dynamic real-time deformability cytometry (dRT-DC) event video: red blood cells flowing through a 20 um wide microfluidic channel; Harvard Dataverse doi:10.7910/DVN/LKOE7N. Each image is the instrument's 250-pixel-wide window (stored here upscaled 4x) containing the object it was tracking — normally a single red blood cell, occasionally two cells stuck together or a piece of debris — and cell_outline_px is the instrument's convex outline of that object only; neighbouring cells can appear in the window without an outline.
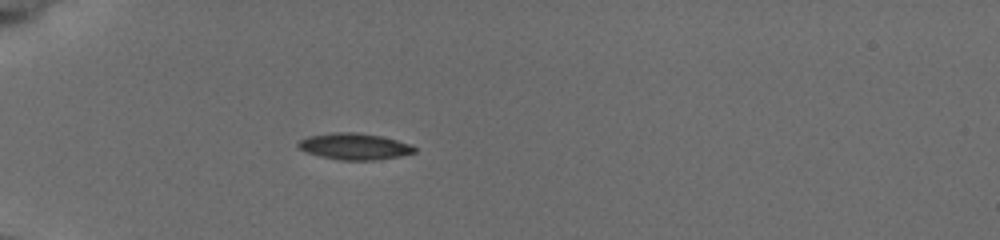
{"species": "common noctule bat (a hibernating species)", "species_latin": "Nyctalus noctula", "temperature_condition": "cold", "stored_images_in_passage": 39, "camera_frame_rate_fps": 3000, "um_per_image_px": 0.085, "animal": {"sex": "female", "body_mass_g": 19.5, "forearm_length_mm": 54.1}, "frame": {"image": 1, "passage_image": 1, "time_ms": 0.0, "image_size_px": [1000, 240], "cell_outline_px": [[416, 152], [400, 156], [376, 160], [340, 160], [320, 156], [308, 152], [300, 148], [296, 144], [300, 140], [308, 136], [332, 132], [356, 132], [380, 136], [396, 140], [408, 144], [416, 148]], "centroid_in_image_um": [30.12, 12.44], "position_along_channel_um": 54.9, "area_um2": 17.74}}
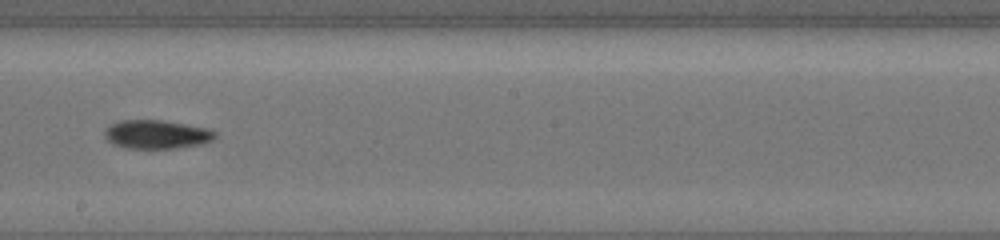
{"frame": {"image": 2, "passage_image": 17, "time_ms": 5.333, "image_size_px": [1000, 240], "cell_outline_px": [[216, 136], [212, 140], [204, 144], [176, 148], [124, 148], [112, 144], [104, 136], [104, 132], [112, 124], [120, 120], [160, 120], [184, 124], [204, 128], [216, 132]], "centroid_in_image_um": [13.3, 11.43], "position_along_channel_um": 234.9, "area_um2": 18.32}}
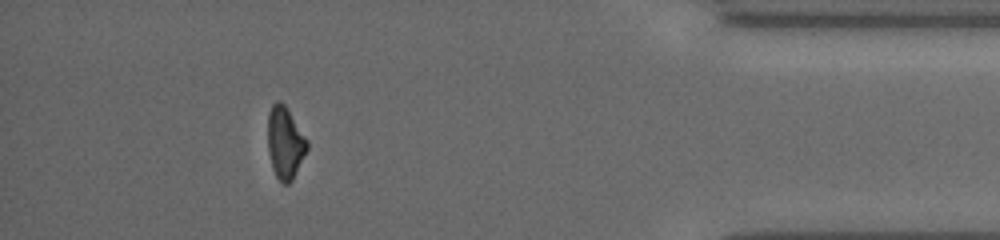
{"frame": {"image": 3, "passage_image": 34, "time_ms": 11.0, "image_size_px": [1000, 240], "cell_outline_px": [[308, 148], [292, 180], [288, 184], [284, 184], [276, 176], [272, 168], [268, 152], [268, 112], [272, 104], [276, 100], [280, 100], [288, 108], [308, 140]], "centroid_in_image_um": [24.23, 12.09], "position_along_channel_um": 411.0, "area_um2": 16.65}, "authors_computed_cell_mechanics": {"area_um2": 17.4556, "velocity_mm_per_s": 3.7833, "shape_relaxation_time_tau1_ms": 3.3022, "shape_relaxation_time_tau2_ms": null, "deformation_change_tau1": 0.1151, "deformation_change_tau2": null}}